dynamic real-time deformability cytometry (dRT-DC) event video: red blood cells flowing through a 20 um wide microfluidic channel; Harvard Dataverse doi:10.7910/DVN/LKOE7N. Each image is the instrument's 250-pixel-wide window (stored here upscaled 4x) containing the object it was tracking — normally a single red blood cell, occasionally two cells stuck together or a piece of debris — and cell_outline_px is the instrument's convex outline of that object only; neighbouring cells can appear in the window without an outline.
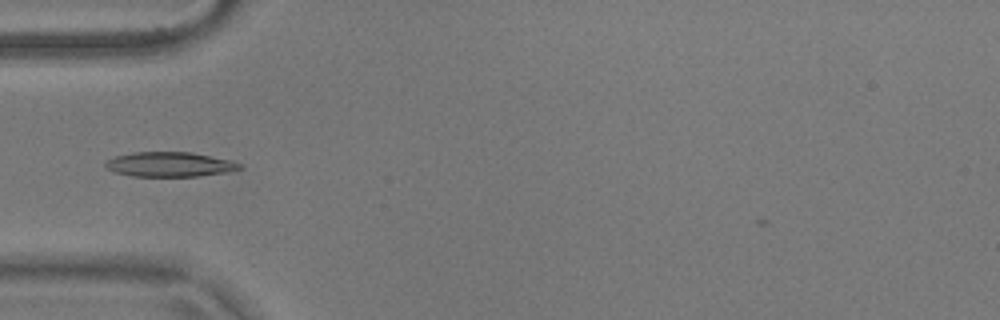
{"species": "common noctule bat (a hibernating species)", "species_latin": "Nyctalus noctula", "temperature_condition": "warm", "stored_images_in_passage": 39, "camera_frame_rate_fps": 3000, "um_per_image_px": 0.085, "animal": {"sex": "male", "body_mass_g": 17.9}, "frame": {"image": 1, "passage_image": 2, "time_ms": 0.333, "image_size_px": [1000, 320], "cell_outline_px": [[244, 168], [228, 172], [200, 176], [132, 176], [116, 172], [108, 168], [104, 164], [108, 160], [116, 156], [132, 152], [188, 152], [232, 160], [240, 164]], "centroid_in_image_um": [14.47, 13.97], "position_along_channel_um": 70.5, "area_um2": 19.19}}
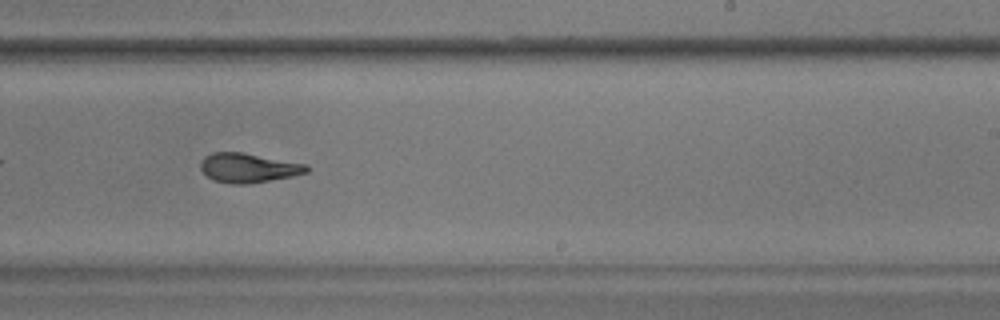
{"frame": {"image": 2, "passage_image": 18, "time_ms": 5.667, "image_size_px": [1000, 320], "cell_outline_px": [[308, 172], [292, 176], [248, 184], [232, 184], [212, 180], [200, 168], [200, 160], [204, 156], [212, 152], [240, 152], [304, 164], [308, 168]], "centroid_in_image_um": [21.04, 14.27], "position_along_channel_um": 268.0, "area_um2": 17.92}}
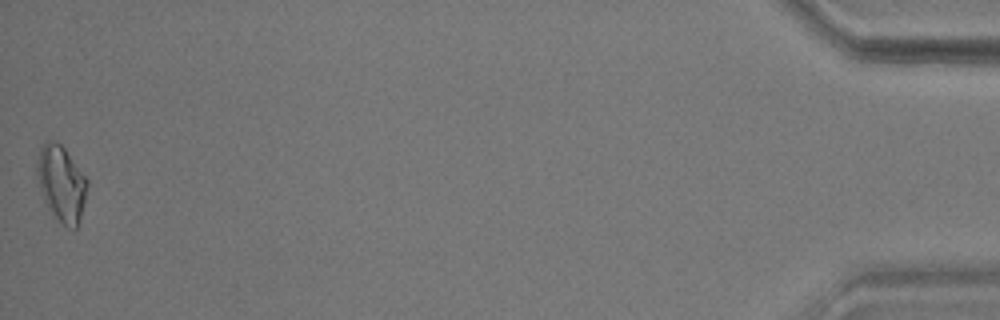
{"frame": {"image": 3, "passage_image": 39, "time_ms": 12.667, "image_size_px": [1000, 320], "cell_outline_px": [[88, 184], [84, 204], [76, 228], [72, 228], [64, 224], [52, 216], [44, 200], [40, 188], [36, 172], [36, 164], [40, 148], [48, 140], [56, 140], [64, 148], [88, 180]], "centroid_in_image_um": [5.2, 15.58], "position_along_channel_um": 430.0, "area_um2": 21.96}, "authors_computed_cell_mechanics": {"area_um2": 18.3226, "velocity_mm_per_s": 3.6904, "shape_relaxation_time_tau1_ms": 4.9316, "shape_relaxation_time_tau2_ms": 1.8509, "deformation_change_tau1": 0.1644, "deformation_change_tau2": 0.0748}}